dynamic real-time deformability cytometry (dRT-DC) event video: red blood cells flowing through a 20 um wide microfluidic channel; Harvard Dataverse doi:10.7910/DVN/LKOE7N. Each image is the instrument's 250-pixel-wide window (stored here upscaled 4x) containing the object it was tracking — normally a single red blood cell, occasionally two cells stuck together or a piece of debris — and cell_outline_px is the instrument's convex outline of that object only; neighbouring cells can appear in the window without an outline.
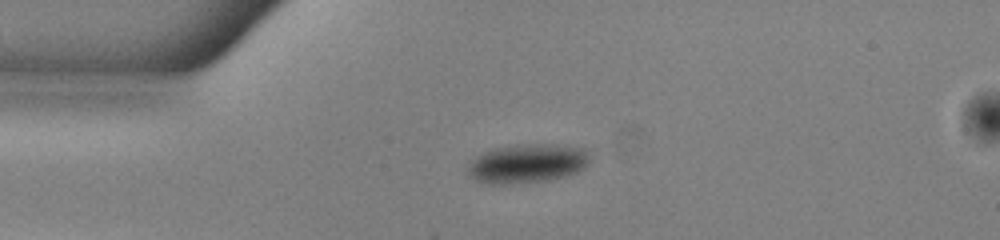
{"species": "common noctule bat (a hibernating species)", "species_latin": "Nyctalus noctula", "temperature_condition": "warm", "stored_images_in_passage": 41, "camera_frame_rate_fps": 3000, "um_per_image_px": 0.085, "animal": {"sex": "male", "body_mass_g": 13.0, "forearm_length_mm": 53.1}, "frame": {"image": 1, "passage_image": 1, "time_ms": 0.0, "image_size_px": [1000, 240], "cell_outline_px": [[588, 164], [584, 168], [576, 172], [564, 176], [548, 180], [508, 184], [488, 184], [472, 180], [468, 176], [468, 164], [476, 156], [496, 148], [528, 144], [552, 144], [584, 148], [588, 156]], "centroid_in_image_um": [44.78, 13.91], "position_along_channel_um": 40.2, "area_um2": 27.57}}
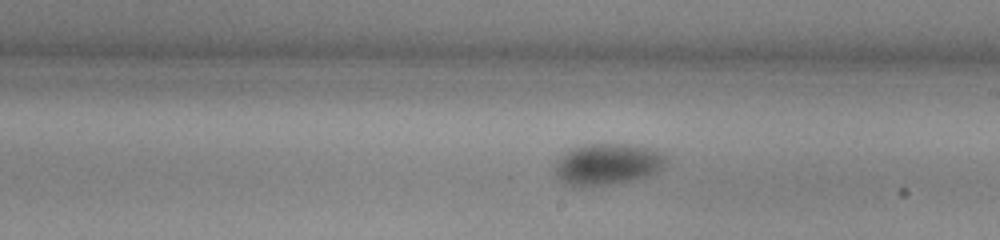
{"frame": {"image": 2, "passage_image": 18, "time_ms": 5.667, "image_size_px": [1000, 240], "cell_outline_px": [[664, 164], [656, 172], [632, 180], [604, 184], [572, 188], [564, 184], [560, 180], [556, 172], [556, 164], [560, 156], [572, 148], [584, 144], [632, 144], [652, 148], [660, 152], [664, 156]], "centroid_in_image_um": [51.58, 13.95], "position_along_channel_um": 237.4, "area_um2": 26.53}}
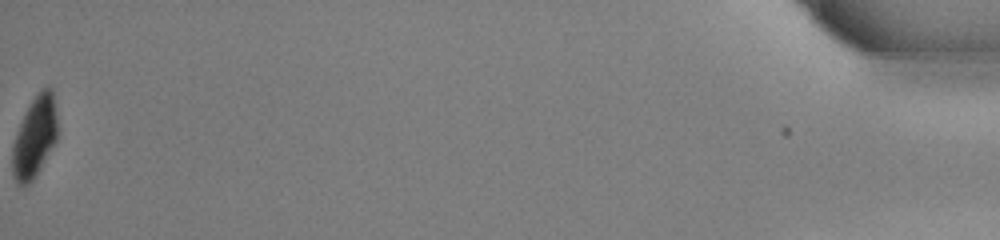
{"frame": {"image": 3, "passage_image": 41, "time_ms": 13.333, "image_size_px": [1000, 240], "cell_outline_px": [[56, 140], [36, 176], [24, 188], [16, 184], [12, 176], [12, 148], [20, 124], [28, 104], [48, 84], [52, 88], [56, 112]], "centroid_in_image_um": [2.92, 11.7], "position_along_channel_um": 432.3, "area_um2": 21.15}, "authors_computed_cell_mechanics": {"area_um2": 26.877, "velocity_mm_per_s": 3.9442, "shape_relaxation_time_tau1_ms": 2.1965, "shape_relaxation_time_tau2_ms": null, "deformation_change_tau1": 0.0811, "deformation_change_tau2": null}}